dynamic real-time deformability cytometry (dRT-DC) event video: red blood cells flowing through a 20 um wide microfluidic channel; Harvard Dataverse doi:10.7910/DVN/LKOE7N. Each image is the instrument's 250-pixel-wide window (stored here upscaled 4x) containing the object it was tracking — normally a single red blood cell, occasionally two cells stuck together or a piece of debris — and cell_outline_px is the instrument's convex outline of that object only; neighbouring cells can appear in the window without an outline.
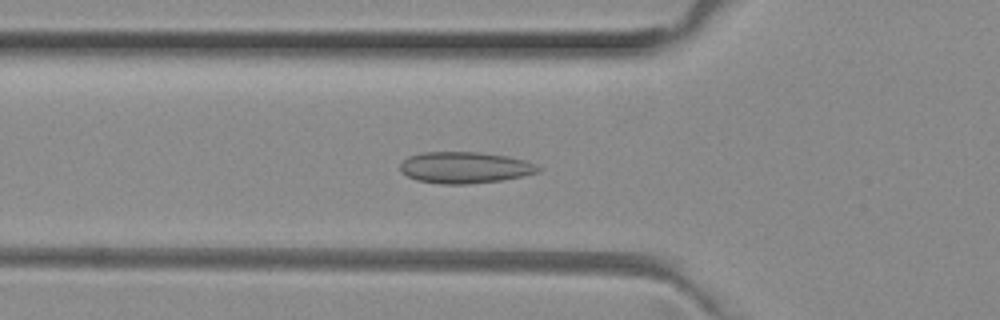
{"species": "common noctule bat (a hibernating species)", "species_latin": "Nyctalus noctula", "temperature_condition": "room temperature", "stored_images_in_passage": 50, "camera_frame_rate_fps": 3000, "um_per_image_px": 0.085, "animal": {"sex": "female", "body_mass_g": 29.2, "forearm_length_mm": 56.3}, "frame": {"image": 1, "passage_image": 17, "time_ms": 5.333, "image_size_px": [1000, 320], "cell_outline_px": [[544, 168], [540, 172], [524, 176], [500, 180], [468, 184], [440, 184], [416, 180], [400, 172], [400, 164], [408, 156], [420, 152], [480, 152], [508, 156], [528, 160]], "centroid_in_image_um": [39.55, 14.23], "position_along_channel_um": 86.2, "area_um2": 25.66}}
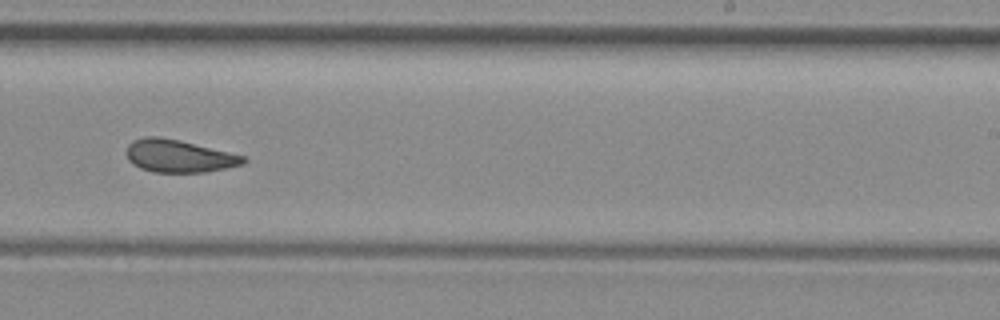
{"frame": {"image": 2, "passage_image": 31, "time_ms": 10.0, "image_size_px": [1000, 320], "cell_outline_px": [[248, 160], [244, 164], [204, 172], [152, 172], [140, 168], [132, 164], [128, 160], [128, 144], [132, 140], [144, 136], [160, 136], [180, 140], [244, 156]], "centroid_in_image_um": [15.17, 13.26], "position_along_channel_um": 273.8, "area_um2": 22.14}}
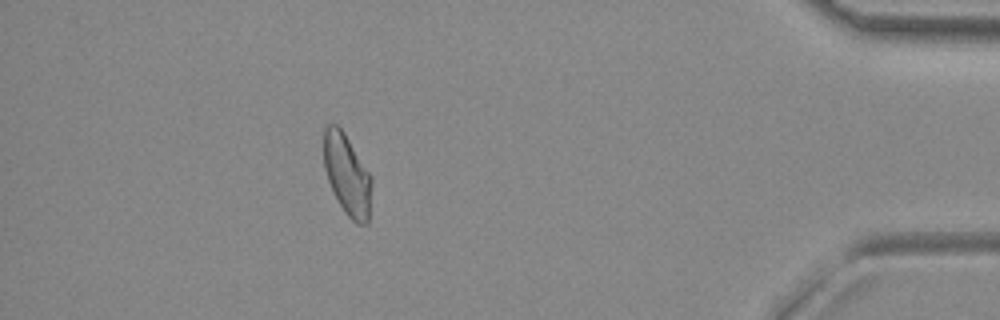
{"frame": {"image": 3, "passage_image": 45, "time_ms": 14.667, "image_size_px": [1000, 320], "cell_outline_px": [[372, 184], [368, 224], [356, 224], [344, 212], [328, 180], [324, 168], [324, 128], [328, 124], [336, 124], [344, 132], [372, 176]], "centroid_in_image_um": [29.52, 14.85], "position_along_channel_um": 405.7, "area_um2": 22.54}, "authors_computed_cell_mechanics": {"area_um2": 23.1778, "velocity_mm_per_s": 4.0096, "shape_relaxation_time_tau1_ms": null, "shape_relaxation_time_tau2_ms": 1.8441, "deformation_change_tau1": null, "deformation_change_tau2": 0.0863}}